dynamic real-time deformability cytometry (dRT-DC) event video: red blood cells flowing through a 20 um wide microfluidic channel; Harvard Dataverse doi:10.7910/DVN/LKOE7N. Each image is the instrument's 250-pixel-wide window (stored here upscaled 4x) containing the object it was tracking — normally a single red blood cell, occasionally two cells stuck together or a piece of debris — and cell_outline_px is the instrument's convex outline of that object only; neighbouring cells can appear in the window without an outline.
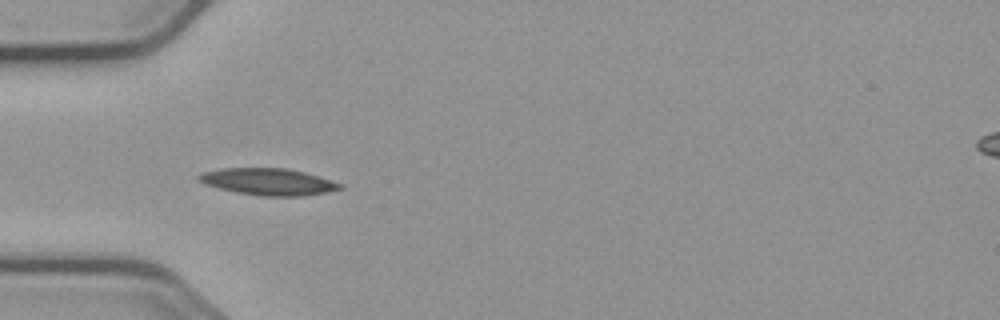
{"species": "common noctule bat (a hibernating species)", "species_latin": "Nyctalus noctula", "temperature_condition": "cold", "stored_images_in_passage": 5, "camera_frame_rate_fps": 3000, "um_per_image_px": 0.085, "animal": {"sex": "male", "body_mass_g": 23.1, "forearm_length_mm": 52.7}, "frame": {"image": 1, "passage_image": 4, "time_ms": 4.0, "image_size_px": [1000, 320], "cell_outline_px": [[344, 188], [304, 196], [260, 196], [236, 192], [204, 184], [196, 180], [196, 176], [204, 172], [220, 168], [288, 168], [304, 172], [344, 184]], "centroid_in_image_um": [22.79, 15.44], "position_along_channel_um": 62.2, "area_um2": 22.08}}
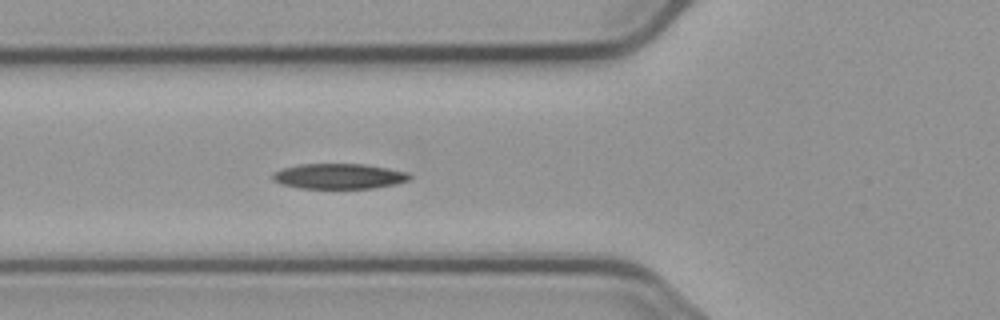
{"frame": {"image": 2, "passage_image": 5, "time_ms": 5.0, "image_size_px": [1000, 320], "cell_outline_px": [[412, 176], [408, 180], [396, 184], [372, 188], [300, 188], [284, 184], [272, 180], [272, 172], [284, 168], [300, 164], [364, 164], [388, 168], [408, 172]], "centroid_in_image_um": [28.83, 14.97], "position_along_channel_um": 97.0, "area_um2": 20.11}}